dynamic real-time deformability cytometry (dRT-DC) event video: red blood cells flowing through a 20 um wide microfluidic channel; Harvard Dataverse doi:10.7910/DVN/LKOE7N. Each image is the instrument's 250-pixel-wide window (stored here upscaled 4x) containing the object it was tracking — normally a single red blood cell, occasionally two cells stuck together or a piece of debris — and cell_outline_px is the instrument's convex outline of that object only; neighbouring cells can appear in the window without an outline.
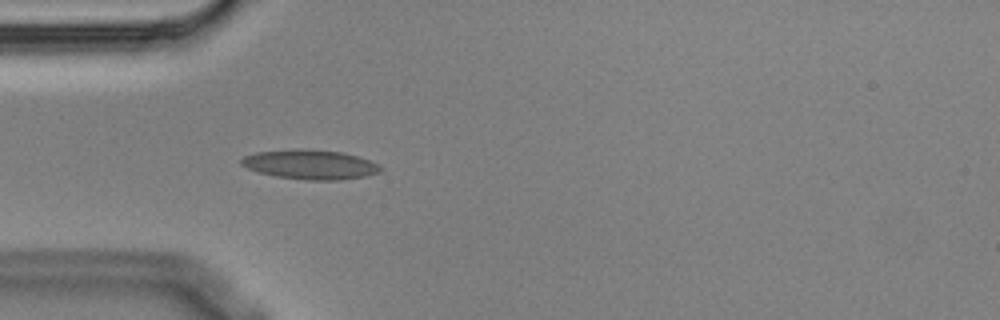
{"species": "Egyptian fruit bat (a non-hibernating species)", "species_latin": "Rousettus aegyptiacus", "temperature_condition": "cold", "stored_images_in_passage": 5, "camera_frame_rate_fps": 3000, "um_per_image_px": 0.085, "animal": {"sex": "male"}, "frame": {"image": 1, "passage_image": 5, "time_ms": 1.333, "image_size_px": [1000, 320], "cell_outline_px": [[384, 168], [380, 172], [364, 176], [336, 180], [304, 180], [276, 176], [260, 172], [248, 168], [240, 164], [240, 160], [244, 156], [256, 152], [292, 148], [304, 148], [344, 152], [380, 164]], "centroid_in_image_um": [26.37, 13.96], "position_along_channel_um": 58.6, "area_um2": 24.1}}